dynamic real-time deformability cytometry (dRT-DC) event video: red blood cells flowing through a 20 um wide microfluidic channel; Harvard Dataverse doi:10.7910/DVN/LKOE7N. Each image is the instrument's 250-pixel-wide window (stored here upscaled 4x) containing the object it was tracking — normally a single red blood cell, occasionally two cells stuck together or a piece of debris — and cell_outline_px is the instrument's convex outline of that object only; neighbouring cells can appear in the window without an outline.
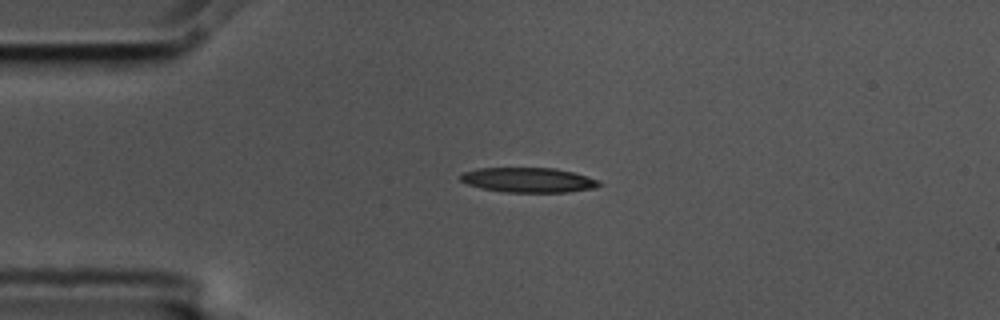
{"species": "common noctule bat (a hibernating species)", "species_latin": "Nyctalus noctula", "temperature_condition": "cold", "stored_images_in_passage": 4, "camera_frame_rate_fps": 3000, "um_per_image_px": 0.085, "animal": {"sex": "male", "body_mass_g": 17.5, "forearm_length_mm": 52.3}, "frame": {"image": 1, "passage_image": 3, "time_ms": 0.667, "image_size_px": [1000, 320], "cell_outline_px": [[600, 184], [596, 188], [568, 192], [504, 192], [480, 188], [468, 184], [460, 180], [460, 176], [464, 172], [476, 168], [556, 168], [572, 172], [600, 180]], "centroid_in_image_um": [44.91, 15.3], "position_along_channel_um": 40.1, "area_um2": 20.06}}